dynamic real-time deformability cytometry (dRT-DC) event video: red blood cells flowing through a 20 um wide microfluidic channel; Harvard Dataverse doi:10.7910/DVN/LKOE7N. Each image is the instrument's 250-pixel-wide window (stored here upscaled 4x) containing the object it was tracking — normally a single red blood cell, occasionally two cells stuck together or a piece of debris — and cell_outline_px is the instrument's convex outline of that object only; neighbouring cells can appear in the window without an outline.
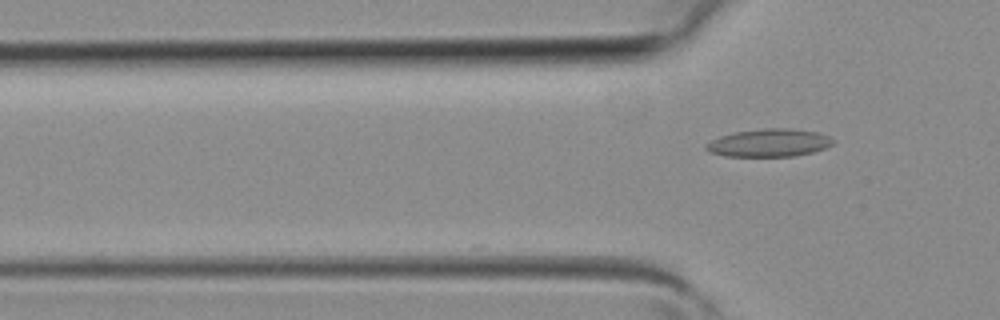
{"species": "common noctule bat (a hibernating species)", "species_latin": "Nyctalus noctula", "temperature_condition": "room temperature", "stored_images_in_passage": 4, "camera_frame_rate_fps": 3000, "um_per_image_px": 0.085, "animal": {"sex": "female", "body_mass_g": 19.3, "forearm_length_mm": 54.1}, "frame": {"image": 1, "passage_image": 4, "time_ms": 1.0, "image_size_px": [1000, 320], "cell_outline_px": [[836, 140], [832, 144], [824, 148], [812, 152], [796, 156], [724, 156], [708, 152], [704, 148], [704, 144], [720, 136], [736, 132], [764, 128], [788, 128], [816, 132], [828, 136]], "centroid_in_image_um": [65.34, 12.14], "position_along_channel_um": 60.5, "area_um2": 20.58}}